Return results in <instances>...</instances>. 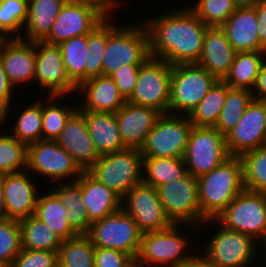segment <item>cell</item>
I'll return each mask as SVG.
<instances>
[{
    "instance_id": "7c38bea8",
    "label": "cell",
    "mask_w": 266,
    "mask_h": 267,
    "mask_svg": "<svg viewBox=\"0 0 266 267\" xmlns=\"http://www.w3.org/2000/svg\"><path fill=\"white\" fill-rule=\"evenodd\" d=\"M230 157L225 136L214 127H192L183 160L187 173L200 177Z\"/></svg>"
},
{
    "instance_id": "3957f363",
    "label": "cell",
    "mask_w": 266,
    "mask_h": 267,
    "mask_svg": "<svg viewBox=\"0 0 266 267\" xmlns=\"http://www.w3.org/2000/svg\"><path fill=\"white\" fill-rule=\"evenodd\" d=\"M103 56V75L110 76L126 65H143L150 57L149 34L143 22L120 25L110 23Z\"/></svg>"
},
{
    "instance_id": "91938a15",
    "label": "cell",
    "mask_w": 266,
    "mask_h": 267,
    "mask_svg": "<svg viewBox=\"0 0 266 267\" xmlns=\"http://www.w3.org/2000/svg\"><path fill=\"white\" fill-rule=\"evenodd\" d=\"M265 252V253H264ZM261 253H263V254H260V256L262 255V257H261V259L263 260H261V262H264L265 263V265H266V249H265V251H262ZM265 254V255H264ZM263 257H265V258H263ZM265 259V260H264Z\"/></svg>"
},
{
    "instance_id": "ab89813d",
    "label": "cell",
    "mask_w": 266,
    "mask_h": 267,
    "mask_svg": "<svg viewBox=\"0 0 266 267\" xmlns=\"http://www.w3.org/2000/svg\"><path fill=\"white\" fill-rule=\"evenodd\" d=\"M244 189L266 194V145L243 153Z\"/></svg>"
},
{
    "instance_id": "d4e9b609",
    "label": "cell",
    "mask_w": 266,
    "mask_h": 267,
    "mask_svg": "<svg viewBox=\"0 0 266 267\" xmlns=\"http://www.w3.org/2000/svg\"><path fill=\"white\" fill-rule=\"evenodd\" d=\"M254 7L237 8L221 26L236 52L266 51L258 36Z\"/></svg>"
},
{
    "instance_id": "7bdbcfd3",
    "label": "cell",
    "mask_w": 266,
    "mask_h": 267,
    "mask_svg": "<svg viewBox=\"0 0 266 267\" xmlns=\"http://www.w3.org/2000/svg\"><path fill=\"white\" fill-rule=\"evenodd\" d=\"M190 10L208 27H221L237 9L233 0H197Z\"/></svg>"
},
{
    "instance_id": "8992f818",
    "label": "cell",
    "mask_w": 266,
    "mask_h": 267,
    "mask_svg": "<svg viewBox=\"0 0 266 267\" xmlns=\"http://www.w3.org/2000/svg\"><path fill=\"white\" fill-rule=\"evenodd\" d=\"M217 81L197 63L173 65L168 114L189 115Z\"/></svg>"
},
{
    "instance_id": "484cf974",
    "label": "cell",
    "mask_w": 266,
    "mask_h": 267,
    "mask_svg": "<svg viewBox=\"0 0 266 267\" xmlns=\"http://www.w3.org/2000/svg\"><path fill=\"white\" fill-rule=\"evenodd\" d=\"M75 182L81 187L82 200L91 224L121 209L122 199L87 171H84Z\"/></svg>"
},
{
    "instance_id": "2e32d148",
    "label": "cell",
    "mask_w": 266,
    "mask_h": 267,
    "mask_svg": "<svg viewBox=\"0 0 266 267\" xmlns=\"http://www.w3.org/2000/svg\"><path fill=\"white\" fill-rule=\"evenodd\" d=\"M121 208L133 218L142 233L173 225L164 211L157 189L144 182L136 184L124 195Z\"/></svg>"
},
{
    "instance_id": "f5cc1de1",
    "label": "cell",
    "mask_w": 266,
    "mask_h": 267,
    "mask_svg": "<svg viewBox=\"0 0 266 267\" xmlns=\"http://www.w3.org/2000/svg\"><path fill=\"white\" fill-rule=\"evenodd\" d=\"M178 267H218L210 261L203 253L202 255L193 254Z\"/></svg>"
},
{
    "instance_id": "7dc6e473",
    "label": "cell",
    "mask_w": 266,
    "mask_h": 267,
    "mask_svg": "<svg viewBox=\"0 0 266 267\" xmlns=\"http://www.w3.org/2000/svg\"><path fill=\"white\" fill-rule=\"evenodd\" d=\"M95 267H132L136 260L123 251L95 247Z\"/></svg>"
},
{
    "instance_id": "4316f807",
    "label": "cell",
    "mask_w": 266,
    "mask_h": 267,
    "mask_svg": "<svg viewBox=\"0 0 266 267\" xmlns=\"http://www.w3.org/2000/svg\"><path fill=\"white\" fill-rule=\"evenodd\" d=\"M81 112L84 114L89 136L100 156L127 148L122 141L115 113Z\"/></svg>"
},
{
    "instance_id": "5bb4252c",
    "label": "cell",
    "mask_w": 266,
    "mask_h": 267,
    "mask_svg": "<svg viewBox=\"0 0 266 267\" xmlns=\"http://www.w3.org/2000/svg\"><path fill=\"white\" fill-rule=\"evenodd\" d=\"M108 15L101 6L95 3L67 0L57 15L51 31L43 41L59 45L73 37L87 35Z\"/></svg>"
},
{
    "instance_id": "11a10c76",
    "label": "cell",
    "mask_w": 266,
    "mask_h": 267,
    "mask_svg": "<svg viewBox=\"0 0 266 267\" xmlns=\"http://www.w3.org/2000/svg\"><path fill=\"white\" fill-rule=\"evenodd\" d=\"M237 8L255 7L261 0H233Z\"/></svg>"
},
{
    "instance_id": "d6986e66",
    "label": "cell",
    "mask_w": 266,
    "mask_h": 267,
    "mask_svg": "<svg viewBox=\"0 0 266 267\" xmlns=\"http://www.w3.org/2000/svg\"><path fill=\"white\" fill-rule=\"evenodd\" d=\"M28 175V170L0 175L6 218L20 221L35 214L39 191Z\"/></svg>"
},
{
    "instance_id": "f1b7e54d",
    "label": "cell",
    "mask_w": 266,
    "mask_h": 267,
    "mask_svg": "<svg viewBox=\"0 0 266 267\" xmlns=\"http://www.w3.org/2000/svg\"><path fill=\"white\" fill-rule=\"evenodd\" d=\"M34 215L62 240L79 235L68 222L67 208L52 190L46 194L39 193Z\"/></svg>"
},
{
    "instance_id": "d590c367",
    "label": "cell",
    "mask_w": 266,
    "mask_h": 267,
    "mask_svg": "<svg viewBox=\"0 0 266 267\" xmlns=\"http://www.w3.org/2000/svg\"><path fill=\"white\" fill-rule=\"evenodd\" d=\"M252 100L251 90L229 88L224 106L214 128L225 136L237 125Z\"/></svg>"
},
{
    "instance_id": "6f0895ef",
    "label": "cell",
    "mask_w": 266,
    "mask_h": 267,
    "mask_svg": "<svg viewBox=\"0 0 266 267\" xmlns=\"http://www.w3.org/2000/svg\"><path fill=\"white\" fill-rule=\"evenodd\" d=\"M11 38L0 29V50Z\"/></svg>"
},
{
    "instance_id": "f35d334b",
    "label": "cell",
    "mask_w": 266,
    "mask_h": 267,
    "mask_svg": "<svg viewBox=\"0 0 266 267\" xmlns=\"http://www.w3.org/2000/svg\"><path fill=\"white\" fill-rule=\"evenodd\" d=\"M65 70L70 80L78 86L85 81L87 35L65 40L59 44Z\"/></svg>"
},
{
    "instance_id": "9f6ffc18",
    "label": "cell",
    "mask_w": 266,
    "mask_h": 267,
    "mask_svg": "<svg viewBox=\"0 0 266 267\" xmlns=\"http://www.w3.org/2000/svg\"><path fill=\"white\" fill-rule=\"evenodd\" d=\"M6 219L5 207H4V199H3V190L1 185V177H0V220Z\"/></svg>"
},
{
    "instance_id": "ac0fdd59",
    "label": "cell",
    "mask_w": 266,
    "mask_h": 267,
    "mask_svg": "<svg viewBox=\"0 0 266 267\" xmlns=\"http://www.w3.org/2000/svg\"><path fill=\"white\" fill-rule=\"evenodd\" d=\"M230 156L266 145V100L254 99L249 103L237 125L225 135Z\"/></svg>"
},
{
    "instance_id": "9c48e42d",
    "label": "cell",
    "mask_w": 266,
    "mask_h": 267,
    "mask_svg": "<svg viewBox=\"0 0 266 267\" xmlns=\"http://www.w3.org/2000/svg\"><path fill=\"white\" fill-rule=\"evenodd\" d=\"M172 65L150 57L139 68L136 86L127 102L168 114Z\"/></svg>"
},
{
    "instance_id": "60d3db41",
    "label": "cell",
    "mask_w": 266,
    "mask_h": 267,
    "mask_svg": "<svg viewBox=\"0 0 266 267\" xmlns=\"http://www.w3.org/2000/svg\"><path fill=\"white\" fill-rule=\"evenodd\" d=\"M108 38V16L87 34L85 80L103 75V56Z\"/></svg>"
},
{
    "instance_id": "5b68a950",
    "label": "cell",
    "mask_w": 266,
    "mask_h": 267,
    "mask_svg": "<svg viewBox=\"0 0 266 267\" xmlns=\"http://www.w3.org/2000/svg\"><path fill=\"white\" fill-rule=\"evenodd\" d=\"M212 222L248 235L259 243L266 231V194L244 189L215 219L203 224L207 226Z\"/></svg>"
},
{
    "instance_id": "7a4b0ae2",
    "label": "cell",
    "mask_w": 266,
    "mask_h": 267,
    "mask_svg": "<svg viewBox=\"0 0 266 267\" xmlns=\"http://www.w3.org/2000/svg\"><path fill=\"white\" fill-rule=\"evenodd\" d=\"M197 180L201 216L215 219L244 190L241 157L230 156Z\"/></svg>"
},
{
    "instance_id": "30bf717a",
    "label": "cell",
    "mask_w": 266,
    "mask_h": 267,
    "mask_svg": "<svg viewBox=\"0 0 266 267\" xmlns=\"http://www.w3.org/2000/svg\"><path fill=\"white\" fill-rule=\"evenodd\" d=\"M142 234L133 218L121 208L93 222L86 235L94 247L120 250L136 260Z\"/></svg>"
},
{
    "instance_id": "1f68e13d",
    "label": "cell",
    "mask_w": 266,
    "mask_h": 267,
    "mask_svg": "<svg viewBox=\"0 0 266 267\" xmlns=\"http://www.w3.org/2000/svg\"><path fill=\"white\" fill-rule=\"evenodd\" d=\"M186 174L183 158L143 157L142 182L155 188L183 178Z\"/></svg>"
},
{
    "instance_id": "db71d44e",
    "label": "cell",
    "mask_w": 266,
    "mask_h": 267,
    "mask_svg": "<svg viewBox=\"0 0 266 267\" xmlns=\"http://www.w3.org/2000/svg\"><path fill=\"white\" fill-rule=\"evenodd\" d=\"M76 1H88L95 3L99 6H101L108 14H112L111 12L118 7L120 3L118 0H76ZM119 2V3H118Z\"/></svg>"
},
{
    "instance_id": "ffe728a7",
    "label": "cell",
    "mask_w": 266,
    "mask_h": 267,
    "mask_svg": "<svg viewBox=\"0 0 266 267\" xmlns=\"http://www.w3.org/2000/svg\"><path fill=\"white\" fill-rule=\"evenodd\" d=\"M56 142L83 171H87L100 158L89 136L84 114L79 109L69 118Z\"/></svg>"
},
{
    "instance_id": "cb8c5ba5",
    "label": "cell",
    "mask_w": 266,
    "mask_h": 267,
    "mask_svg": "<svg viewBox=\"0 0 266 267\" xmlns=\"http://www.w3.org/2000/svg\"><path fill=\"white\" fill-rule=\"evenodd\" d=\"M236 53L221 27H208L197 64L218 80H223L230 71Z\"/></svg>"
},
{
    "instance_id": "603a6c76",
    "label": "cell",
    "mask_w": 266,
    "mask_h": 267,
    "mask_svg": "<svg viewBox=\"0 0 266 267\" xmlns=\"http://www.w3.org/2000/svg\"><path fill=\"white\" fill-rule=\"evenodd\" d=\"M0 59L7 79L14 88L34 82L36 69L35 41L11 38L0 50Z\"/></svg>"
},
{
    "instance_id": "4dcf8cb0",
    "label": "cell",
    "mask_w": 266,
    "mask_h": 267,
    "mask_svg": "<svg viewBox=\"0 0 266 267\" xmlns=\"http://www.w3.org/2000/svg\"><path fill=\"white\" fill-rule=\"evenodd\" d=\"M51 188L67 208V219L78 234H87L91 223L82 200L81 187L74 182H62Z\"/></svg>"
},
{
    "instance_id": "f546056e",
    "label": "cell",
    "mask_w": 266,
    "mask_h": 267,
    "mask_svg": "<svg viewBox=\"0 0 266 267\" xmlns=\"http://www.w3.org/2000/svg\"><path fill=\"white\" fill-rule=\"evenodd\" d=\"M266 51L237 52L229 73L223 81L230 88H254Z\"/></svg>"
},
{
    "instance_id": "b9f144b4",
    "label": "cell",
    "mask_w": 266,
    "mask_h": 267,
    "mask_svg": "<svg viewBox=\"0 0 266 267\" xmlns=\"http://www.w3.org/2000/svg\"><path fill=\"white\" fill-rule=\"evenodd\" d=\"M26 169L27 145L11 134L0 133V175L22 172Z\"/></svg>"
},
{
    "instance_id": "9a60e30c",
    "label": "cell",
    "mask_w": 266,
    "mask_h": 267,
    "mask_svg": "<svg viewBox=\"0 0 266 267\" xmlns=\"http://www.w3.org/2000/svg\"><path fill=\"white\" fill-rule=\"evenodd\" d=\"M219 227L206 242L204 255L218 267H249L254 264V260H257L260 254L256 247L258 242L248 235L231 231L220 224Z\"/></svg>"
},
{
    "instance_id": "836d02e7",
    "label": "cell",
    "mask_w": 266,
    "mask_h": 267,
    "mask_svg": "<svg viewBox=\"0 0 266 267\" xmlns=\"http://www.w3.org/2000/svg\"><path fill=\"white\" fill-rule=\"evenodd\" d=\"M230 87L223 81L218 80L206 96L188 115L190 122L195 127H214L218 121L224 106L227 90Z\"/></svg>"
},
{
    "instance_id": "4fadbf2b",
    "label": "cell",
    "mask_w": 266,
    "mask_h": 267,
    "mask_svg": "<svg viewBox=\"0 0 266 267\" xmlns=\"http://www.w3.org/2000/svg\"><path fill=\"white\" fill-rule=\"evenodd\" d=\"M26 170L57 183L74 182L84 172L56 140L43 139L27 145Z\"/></svg>"
},
{
    "instance_id": "7402d4cb",
    "label": "cell",
    "mask_w": 266,
    "mask_h": 267,
    "mask_svg": "<svg viewBox=\"0 0 266 267\" xmlns=\"http://www.w3.org/2000/svg\"><path fill=\"white\" fill-rule=\"evenodd\" d=\"M76 93L84 98L80 111L116 113L127 102L111 76L89 78L77 86Z\"/></svg>"
},
{
    "instance_id": "8fae6325",
    "label": "cell",
    "mask_w": 266,
    "mask_h": 267,
    "mask_svg": "<svg viewBox=\"0 0 266 267\" xmlns=\"http://www.w3.org/2000/svg\"><path fill=\"white\" fill-rule=\"evenodd\" d=\"M192 127L188 115L162 114L140 149L143 157L183 158Z\"/></svg>"
},
{
    "instance_id": "ba28073f",
    "label": "cell",
    "mask_w": 266,
    "mask_h": 267,
    "mask_svg": "<svg viewBox=\"0 0 266 267\" xmlns=\"http://www.w3.org/2000/svg\"><path fill=\"white\" fill-rule=\"evenodd\" d=\"M180 226L181 224H173L163 230L143 233L136 264L141 267H178L190 258L194 253L187 254L186 251L190 250L187 249L190 245L189 238L181 235L183 231Z\"/></svg>"
},
{
    "instance_id": "83f0119b",
    "label": "cell",
    "mask_w": 266,
    "mask_h": 267,
    "mask_svg": "<svg viewBox=\"0 0 266 267\" xmlns=\"http://www.w3.org/2000/svg\"><path fill=\"white\" fill-rule=\"evenodd\" d=\"M67 0H28V17L24 24V41L43 40Z\"/></svg>"
},
{
    "instance_id": "bcb514c9",
    "label": "cell",
    "mask_w": 266,
    "mask_h": 267,
    "mask_svg": "<svg viewBox=\"0 0 266 267\" xmlns=\"http://www.w3.org/2000/svg\"><path fill=\"white\" fill-rule=\"evenodd\" d=\"M10 267H58V251L22 249Z\"/></svg>"
},
{
    "instance_id": "277c9868",
    "label": "cell",
    "mask_w": 266,
    "mask_h": 267,
    "mask_svg": "<svg viewBox=\"0 0 266 267\" xmlns=\"http://www.w3.org/2000/svg\"><path fill=\"white\" fill-rule=\"evenodd\" d=\"M142 168L140 149L126 148L101 155L87 172L122 199L133 186L142 182Z\"/></svg>"
},
{
    "instance_id": "c3c4849f",
    "label": "cell",
    "mask_w": 266,
    "mask_h": 267,
    "mask_svg": "<svg viewBox=\"0 0 266 267\" xmlns=\"http://www.w3.org/2000/svg\"><path fill=\"white\" fill-rule=\"evenodd\" d=\"M140 66L141 65H126L110 75L126 100L131 96L136 86Z\"/></svg>"
},
{
    "instance_id": "f907efd6",
    "label": "cell",
    "mask_w": 266,
    "mask_h": 267,
    "mask_svg": "<svg viewBox=\"0 0 266 267\" xmlns=\"http://www.w3.org/2000/svg\"><path fill=\"white\" fill-rule=\"evenodd\" d=\"M260 43L266 48V0H261L255 7Z\"/></svg>"
},
{
    "instance_id": "6da1fadb",
    "label": "cell",
    "mask_w": 266,
    "mask_h": 267,
    "mask_svg": "<svg viewBox=\"0 0 266 267\" xmlns=\"http://www.w3.org/2000/svg\"><path fill=\"white\" fill-rule=\"evenodd\" d=\"M146 21L143 23L149 34L152 58L172 66L198 62L208 26L189 7H176Z\"/></svg>"
},
{
    "instance_id": "680465c9",
    "label": "cell",
    "mask_w": 266,
    "mask_h": 267,
    "mask_svg": "<svg viewBox=\"0 0 266 267\" xmlns=\"http://www.w3.org/2000/svg\"><path fill=\"white\" fill-rule=\"evenodd\" d=\"M263 244L262 248H258L259 250H265L266 249V231L262 239L259 241V243ZM263 242V243H262ZM264 248V249H263Z\"/></svg>"
},
{
    "instance_id": "8d00e7d4",
    "label": "cell",
    "mask_w": 266,
    "mask_h": 267,
    "mask_svg": "<svg viewBox=\"0 0 266 267\" xmlns=\"http://www.w3.org/2000/svg\"><path fill=\"white\" fill-rule=\"evenodd\" d=\"M64 96H47V100L42 101V139L56 140L69 118L78 110L79 106H62L56 99ZM48 102V103H47ZM73 107V108H72Z\"/></svg>"
},
{
    "instance_id": "52a82bcc",
    "label": "cell",
    "mask_w": 266,
    "mask_h": 267,
    "mask_svg": "<svg viewBox=\"0 0 266 267\" xmlns=\"http://www.w3.org/2000/svg\"><path fill=\"white\" fill-rule=\"evenodd\" d=\"M156 189L164 211L173 224H187L196 233L200 229L202 231L205 220L201 216L197 177L187 173L183 178Z\"/></svg>"
},
{
    "instance_id": "d6a6232c",
    "label": "cell",
    "mask_w": 266,
    "mask_h": 267,
    "mask_svg": "<svg viewBox=\"0 0 266 267\" xmlns=\"http://www.w3.org/2000/svg\"><path fill=\"white\" fill-rule=\"evenodd\" d=\"M22 249L58 251L62 239L35 215L19 221Z\"/></svg>"
},
{
    "instance_id": "816d5d0a",
    "label": "cell",
    "mask_w": 266,
    "mask_h": 267,
    "mask_svg": "<svg viewBox=\"0 0 266 267\" xmlns=\"http://www.w3.org/2000/svg\"><path fill=\"white\" fill-rule=\"evenodd\" d=\"M253 98L266 100V60L263 61L254 88L252 89Z\"/></svg>"
},
{
    "instance_id": "e575fe53",
    "label": "cell",
    "mask_w": 266,
    "mask_h": 267,
    "mask_svg": "<svg viewBox=\"0 0 266 267\" xmlns=\"http://www.w3.org/2000/svg\"><path fill=\"white\" fill-rule=\"evenodd\" d=\"M94 251L86 234L63 240L58 249V267H95Z\"/></svg>"
},
{
    "instance_id": "44dd1931",
    "label": "cell",
    "mask_w": 266,
    "mask_h": 267,
    "mask_svg": "<svg viewBox=\"0 0 266 267\" xmlns=\"http://www.w3.org/2000/svg\"><path fill=\"white\" fill-rule=\"evenodd\" d=\"M115 115L124 145L127 148L141 149L162 114L151 107L126 102Z\"/></svg>"
},
{
    "instance_id": "ee69618b",
    "label": "cell",
    "mask_w": 266,
    "mask_h": 267,
    "mask_svg": "<svg viewBox=\"0 0 266 267\" xmlns=\"http://www.w3.org/2000/svg\"><path fill=\"white\" fill-rule=\"evenodd\" d=\"M28 17V0H0V29L10 38H20Z\"/></svg>"
},
{
    "instance_id": "681fc988",
    "label": "cell",
    "mask_w": 266,
    "mask_h": 267,
    "mask_svg": "<svg viewBox=\"0 0 266 267\" xmlns=\"http://www.w3.org/2000/svg\"><path fill=\"white\" fill-rule=\"evenodd\" d=\"M13 93H15L14 86L7 79L0 59V124L5 123L10 116L11 103H14Z\"/></svg>"
},
{
    "instance_id": "f6af8a7d",
    "label": "cell",
    "mask_w": 266,
    "mask_h": 267,
    "mask_svg": "<svg viewBox=\"0 0 266 267\" xmlns=\"http://www.w3.org/2000/svg\"><path fill=\"white\" fill-rule=\"evenodd\" d=\"M21 250L19 221L9 218L0 220V263L10 267Z\"/></svg>"
},
{
    "instance_id": "74e56055",
    "label": "cell",
    "mask_w": 266,
    "mask_h": 267,
    "mask_svg": "<svg viewBox=\"0 0 266 267\" xmlns=\"http://www.w3.org/2000/svg\"><path fill=\"white\" fill-rule=\"evenodd\" d=\"M42 99H38L25 107L10 133L18 141L29 145L42 140Z\"/></svg>"
},
{
    "instance_id": "e0dca14e",
    "label": "cell",
    "mask_w": 266,
    "mask_h": 267,
    "mask_svg": "<svg viewBox=\"0 0 266 267\" xmlns=\"http://www.w3.org/2000/svg\"><path fill=\"white\" fill-rule=\"evenodd\" d=\"M35 59L34 83L40 84L42 90H48V96L76 94L77 86L67 75L59 45L36 40Z\"/></svg>"
}]
</instances>
